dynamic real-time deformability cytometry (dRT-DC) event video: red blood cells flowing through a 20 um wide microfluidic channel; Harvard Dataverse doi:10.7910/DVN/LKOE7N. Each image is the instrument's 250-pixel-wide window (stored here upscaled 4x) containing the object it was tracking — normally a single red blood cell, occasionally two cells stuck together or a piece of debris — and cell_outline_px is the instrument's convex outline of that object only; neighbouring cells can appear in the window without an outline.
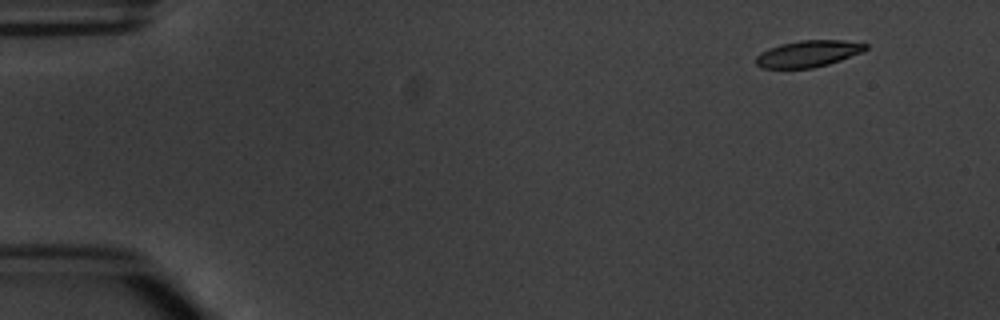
{"species": "common noctule bat (a hibernating species)", "species_latin": "Nyctalus noctula", "temperature_condition": "warm", "stored_images_in_passage": 5, "camera_frame_rate_fps": 3000, "um_per_image_px": 0.085, "animal": {"sex": "male", "body_mass_g": 20.1, "forearm_length_mm": 53.5}, "frame": {"image": 1, "passage_image": 2, "time_ms": 1.0, "image_size_px": [1000, 320], "cell_outline_px": [[868, 48], [864, 52], [828, 64], [812, 68], [760, 68], [756, 64], [756, 56], [760, 52], [768, 48], [780, 44], [800, 40], [844, 40], [868, 44]], "centroid_in_image_um": [68.7, 4.56], "position_along_channel_um": 16.3, "area_um2": 17.11}}
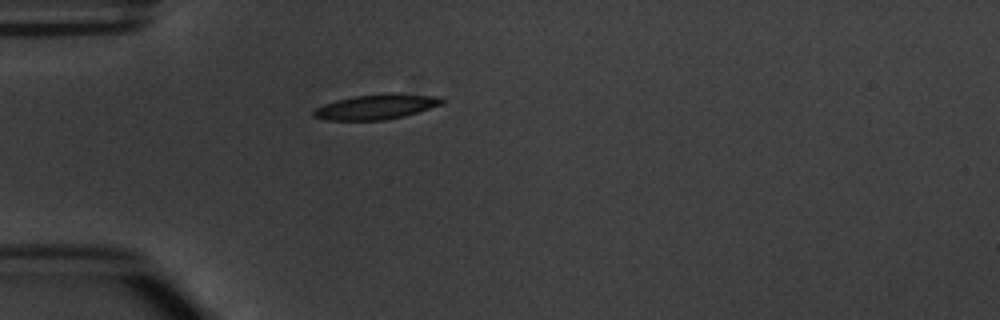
{"frame": {"image": 2, "passage_image": 5, "time_ms": 4.667, "image_size_px": [1000, 320], "cell_outline_px": [[444, 104], [404, 116], [384, 120], [328, 120], [312, 116], [312, 112], [316, 108], [324, 104], [336, 100], [352, 96], [388, 92], [396, 92], [440, 96], [444, 100]], "centroid_in_image_um": [32.03, 9.05], "position_along_channel_um": 53.0, "area_um2": 19.07}}